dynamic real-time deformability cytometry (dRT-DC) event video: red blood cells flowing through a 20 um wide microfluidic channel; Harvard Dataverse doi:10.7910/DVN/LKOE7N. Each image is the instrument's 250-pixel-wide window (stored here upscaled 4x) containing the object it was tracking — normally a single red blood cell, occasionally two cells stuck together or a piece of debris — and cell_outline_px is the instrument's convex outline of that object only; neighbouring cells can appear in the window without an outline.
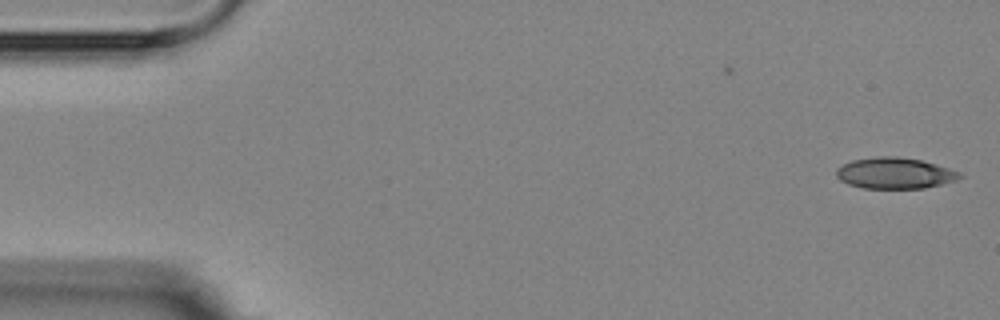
{"species": "Egyptian fruit bat (a non-hibernating species)", "species_latin": "Rousettus aegyptiacus", "temperature_condition": "room temperature", "stored_images_in_passage": 4, "camera_frame_rate_fps": 3000, "um_per_image_px": 0.085, "animal": {"sex": "female"}, "frame": {"image": 1, "passage_image": 1, "time_ms": 0.0, "image_size_px": [1000, 320], "cell_outline_px": [[964, 176], [956, 180], [924, 188], [864, 188], [848, 184], [840, 180], [836, 176], [836, 168], [852, 160], [876, 156], [896, 156], [920, 160], [936, 164], [960, 172]], "centroid_in_image_um": [76.04, 14.71], "position_along_channel_um": 9.0, "area_um2": 22.31}}
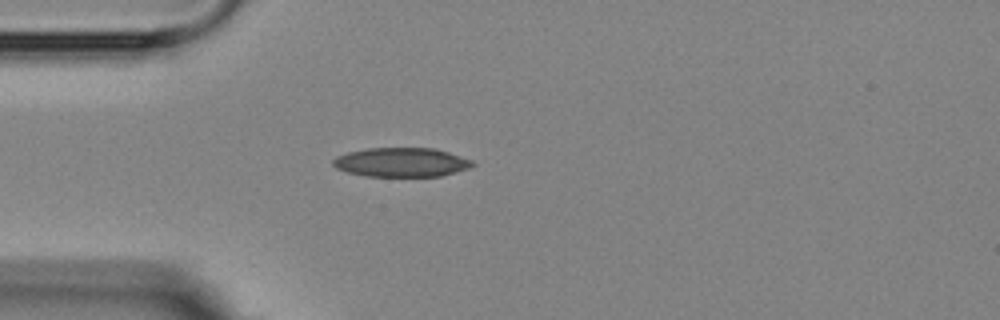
{"frame": {"image": 2, "passage_image": 4, "time_ms": 4.333, "image_size_px": [1000, 320], "cell_outline_px": [[476, 164], [468, 168], [440, 176], [364, 176], [348, 172], [336, 168], [332, 164], [332, 160], [336, 156], [348, 152], [368, 148], [436, 148], [472, 160]], "centroid_in_image_um": [34.1, 13.79], "position_along_channel_um": 50.9, "area_um2": 23.64}}